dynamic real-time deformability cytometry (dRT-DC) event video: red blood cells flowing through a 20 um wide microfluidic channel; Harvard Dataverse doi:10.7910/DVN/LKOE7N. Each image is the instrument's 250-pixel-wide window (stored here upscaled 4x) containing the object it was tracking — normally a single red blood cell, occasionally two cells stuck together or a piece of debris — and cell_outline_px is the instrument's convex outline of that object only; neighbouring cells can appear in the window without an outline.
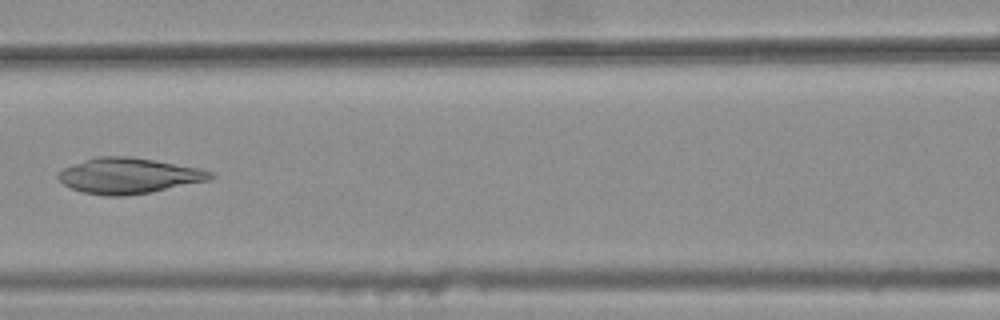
{"species": "common noctule bat (a hibernating species)", "species_latin": "Nyctalus noctula", "temperature_condition": "warm", "stored_images_in_passage": 5, "camera_frame_rate_fps": 3000, "um_per_image_px": 0.085, "animal": {"sex": "female", "body_mass_g": 25.1}, "frame": {"image": 1, "passage_image": 5, "time_ms": 1.333, "image_size_px": [1000, 320], "cell_outline_px": [[216, 176], [208, 180], [152, 192], [124, 196], [104, 196], [84, 192], [72, 188], [64, 184], [56, 176], [64, 168], [96, 156], [132, 156], [200, 168], [212, 172]], "centroid_in_image_um": [10.96, 14.94], "position_along_channel_um": 155.6, "area_um2": 31.44}}